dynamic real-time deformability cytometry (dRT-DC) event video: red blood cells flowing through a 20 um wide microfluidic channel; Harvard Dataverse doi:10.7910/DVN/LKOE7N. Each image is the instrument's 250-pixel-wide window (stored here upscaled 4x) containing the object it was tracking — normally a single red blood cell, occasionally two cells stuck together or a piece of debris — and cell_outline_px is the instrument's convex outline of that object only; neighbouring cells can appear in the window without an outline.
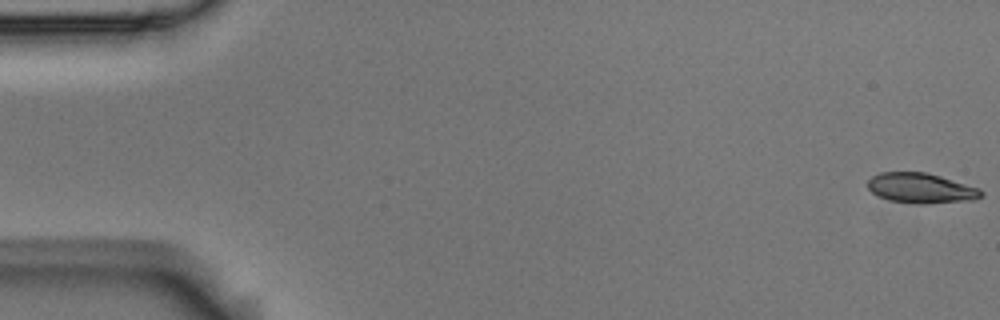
{"species": "Egyptian fruit bat (a non-hibernating species)", "species_latin": "Rousettus aegyptiacus", "temperature_condition": "room temperature", "stored_images_in_passage": 11, "camera_frame_rate_fps": 3000, "um_per_image_px": 0.085, "animal": {"sex": "male"}, "frame": {"image": 1, "passage_image": 1, "time_ms": 0.0, "image_size_px": [1000, 320], "cell_outline_px": [[984, 196], [976, 200], [928, 204], [916, 204], [888, 200], [876, 196], [868, 188], [868, 180], [872, 176], [880, 172], [924, 172], [940, 176], [980, 188], [984, 192]], "centroid_in_image_um": [78.31, 16.01], "position_along_channel_um": 6.7, "area_um2": 20.23}}
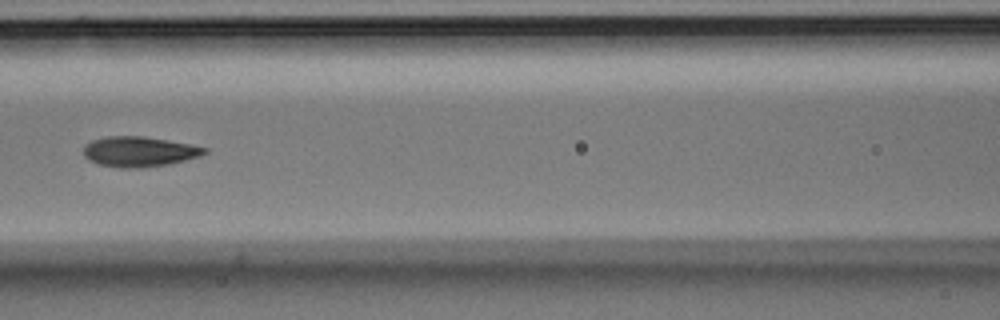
{"frame": {"image": 2, "passage_image": 7, "time_ms": 2.0, "image_size_px": [1000, 320], "cell_outline_px": [[208, 152], [200, 156], [168, 164], [144, 168], [120, 168], [96, 164], [88, 160], [84, 156], [84, 144], [92, 140], [108, 136], [144, 136], [168, 140], [208, 148]], "centroid_in_image_um": [11.8, 12.89], "position_along_channel_um": 154.8, "area_um2": 21.44}}
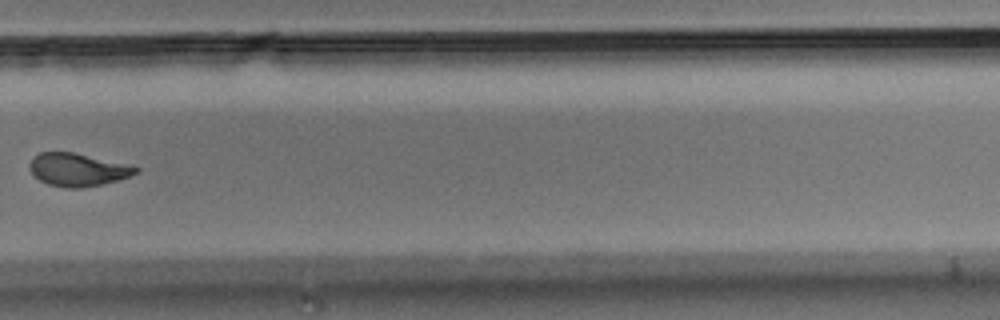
{"frame": {"image": 3, "passage_image": 11, "time_ms": 3.333, "image_size_px": [1000, 320], "cell_outline_px": [[140, 172], [116, 180], [100, 184], [80, 188], [64, 188], [48, 184], [32, 176], [28, 168], [28, 164], [32, 156], [40, 152], [72, 152], [140, 168]], "centroid_in_image_um": [6.5, 14.43], "position_along_channel_um": 323.3, "area_um2": 20.17}}